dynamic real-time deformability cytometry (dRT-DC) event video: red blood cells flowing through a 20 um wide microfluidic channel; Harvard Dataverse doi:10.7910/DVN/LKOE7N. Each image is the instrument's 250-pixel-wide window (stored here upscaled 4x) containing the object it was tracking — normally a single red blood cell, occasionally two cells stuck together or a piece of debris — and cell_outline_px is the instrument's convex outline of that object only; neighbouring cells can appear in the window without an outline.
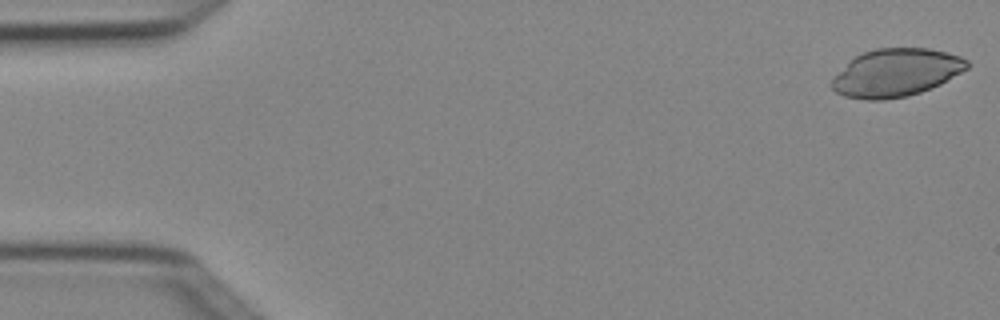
{"species": "Egyptian fruit bat (a non-hibernating species)", "species_latin": "Rousettus aegyptiacus", "temperature_condition": "cold", "stored_images_in_passage": 5, "segment_of_instrument_passage": [1, 2], "camera_frame_rate_fps": 3000, "um_per_image_px": 0.085, "animal": {"sex": "female"}, "frame": {"image": 1, "passage_image": 1, "time_ms": 0.0, "image_size_px": [1000, 320], "cell_outline_px": [[968, 68], [940, 84], [920, 92], [904, 96], [880, 100], [868, 100], [844, 96], [836, 92], [832, 88], [832, 80], [856, 56], [864, 52], [876, 48], [928, 48], [960, 56], [968, 60]], "centroid_in_image_um": [76.19, 6.18], "position_along_channel_um": 8.8, "area_um2": 36.99}}